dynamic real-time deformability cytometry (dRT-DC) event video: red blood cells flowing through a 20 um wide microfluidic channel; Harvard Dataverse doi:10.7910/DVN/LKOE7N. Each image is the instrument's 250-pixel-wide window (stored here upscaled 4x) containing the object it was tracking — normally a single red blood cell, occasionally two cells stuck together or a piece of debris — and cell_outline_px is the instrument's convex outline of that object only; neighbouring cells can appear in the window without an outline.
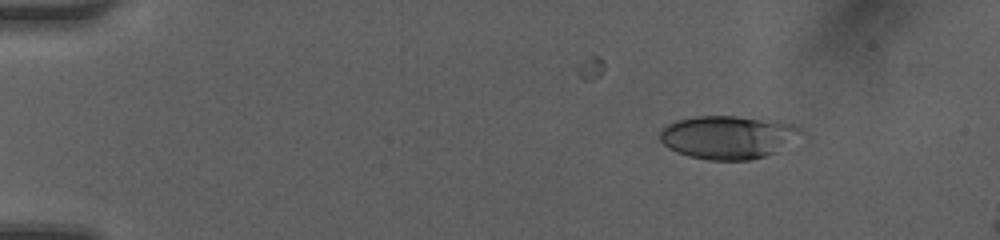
{"species": "human", "species_latin": "Homo sapiens", "temperature_condition": "room temperature", "stored_images_in_passage": 10, "camera_frame_rate_fps": 3000, "um_per_image_px": 0.085, "donor": {"sex": "female"}, "frame": {"image": 1, "passage_image": 1, "time_ms": 0.0, "image_size_px": [1000, 240], "cell_outline_px": [[804, 132], [776, 152], [764, 156], [748, 160], [708, 160], [688, 156], [676, 152], [668, 148], [660, 140], [660, 132], [668, 124], [676, 120], [696, 116], [736, 116], [776, 120], [792, 124], [800, 128]], "centroid_in_image_um": [61.86, 11.65], "position_along_channel_um": 23.1, "area_um2": 35.49}}
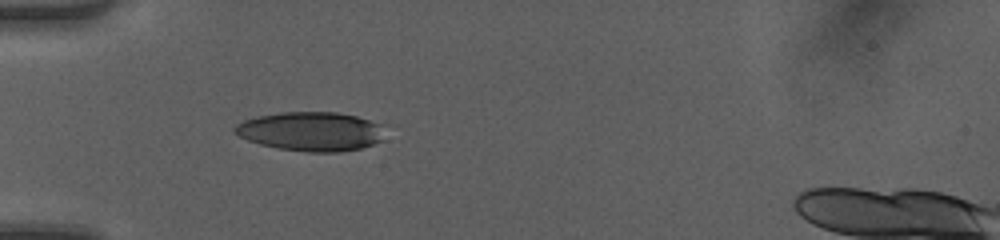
{"frame": {"image": 2, "passage_image": 6, "time_ms": 1.667, "image_size_px": [1000, 240], "cell_outline_px": [[380, 140], [372, 144], [360, 148], [340, 152], [308, 152], [280, 148], [260, 144], [248, 140], [232, 132], [232, 128], [236, 124], [244, 120], [256, 116], [280, 112], [336, 112], [356, 116], [380, 124]], "centroid_in_image_um": [26.34, 11.16], "position_along_channel_um": 58.7, "area_um2": 33.87}}
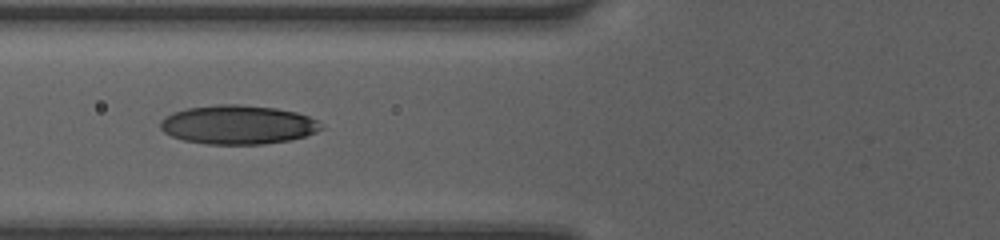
{"frame": {"image": 3, "passage_image": 9, "time_ms": 2.667, "image_size_px": [1000, 240], "cell_outline_px": [[324, 128], [316, 132], [292, 140], [264, 144], [208, 144], [184, 140], [172, 136], [164, 132], [160, 128], [160, 120], [172, 112], [188, 108], [216, 104], [240, 104], [276, 108], [296, 112], [308, 116], [316, 120]], "centroid_in_image_um": [20.22, 10.6], "position_along_channel_um": 105.6, "area_um2": 36.59}}